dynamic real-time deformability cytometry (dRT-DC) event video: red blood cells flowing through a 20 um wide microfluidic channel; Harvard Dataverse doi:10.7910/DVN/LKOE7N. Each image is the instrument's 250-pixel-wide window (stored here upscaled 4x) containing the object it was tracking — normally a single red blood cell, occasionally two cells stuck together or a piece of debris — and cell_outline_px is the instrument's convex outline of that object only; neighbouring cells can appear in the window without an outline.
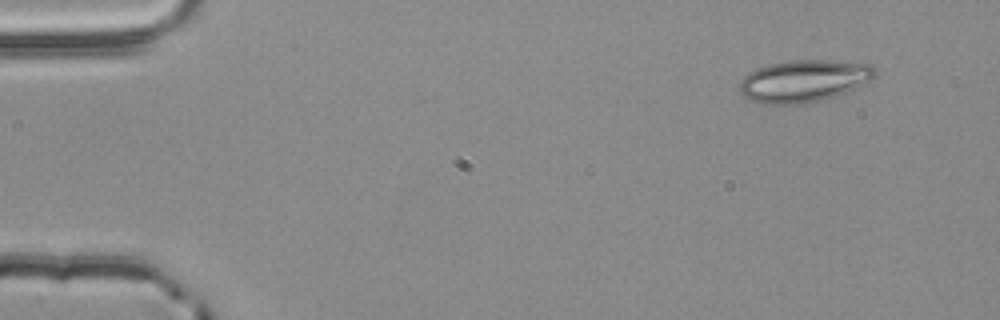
{"species": "common noctule bat (a hibernating species)", "species_latin": "Nyctalus noctula", "temperature_condition": "room temperature", "stored_images_in_passage": 3, "camera_frame_rate_fps": 3000, "um_per_image_px": 0.085, "animal": {"sex": "male", "body_mass_g": 20.4}, "frame": {"image": 1, "passage_image": 1, "time_ms": 0.0, "image_size_px": [1000, 320], "cell_outline_px": [[876, 76], [872, 80], [856, 88], [820, 100], [804, 104], [760, 104], [744, 96], [740, 92], [740, 80], [748, 72], [756, 68], [768, 64], [792, 60], [828, 60], [872, 64], [876, 68]], "centroid_in_image_um": [68.33, 6.87], "position_along_channel_um": 16.7, "area_um2": 33.41}}